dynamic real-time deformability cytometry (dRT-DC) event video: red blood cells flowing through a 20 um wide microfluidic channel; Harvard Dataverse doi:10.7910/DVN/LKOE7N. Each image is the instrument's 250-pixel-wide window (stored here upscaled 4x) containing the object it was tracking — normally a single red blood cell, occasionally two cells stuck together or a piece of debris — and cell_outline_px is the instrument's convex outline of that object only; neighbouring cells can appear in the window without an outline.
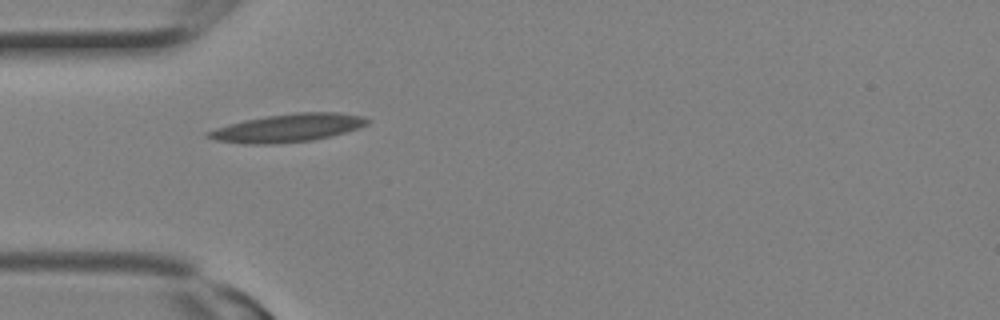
{"species": "Egyptian fruit bat (a non-hibernating species)", "species_latin": "Rousettus aegyptiacus", "temperature_condition": "room temperature", "stored_images_in_passage": 1, "camera_frame_rate_fps": 3000, "um_per_image_px": 0.085, "animal": {"sex": "female"}, "frame": {"image": 1, "passage_image": 1, "time_ms": 0.0, "image_size_px": [1000, 320], "cell_outline_px": [[368, 124], [360, 128], [312, 140], [272, 144], [244, 144], [216, 140], [204, 136], [204, 132], [228, 124], [244, 120], [268, 116], [296, 112], [340, 112], [364, 116], [368, 120]], "centroid_in_image_um": [24.44, 10.87], "position_along_channel_um": 60.6, "area_um2": 26.01}}